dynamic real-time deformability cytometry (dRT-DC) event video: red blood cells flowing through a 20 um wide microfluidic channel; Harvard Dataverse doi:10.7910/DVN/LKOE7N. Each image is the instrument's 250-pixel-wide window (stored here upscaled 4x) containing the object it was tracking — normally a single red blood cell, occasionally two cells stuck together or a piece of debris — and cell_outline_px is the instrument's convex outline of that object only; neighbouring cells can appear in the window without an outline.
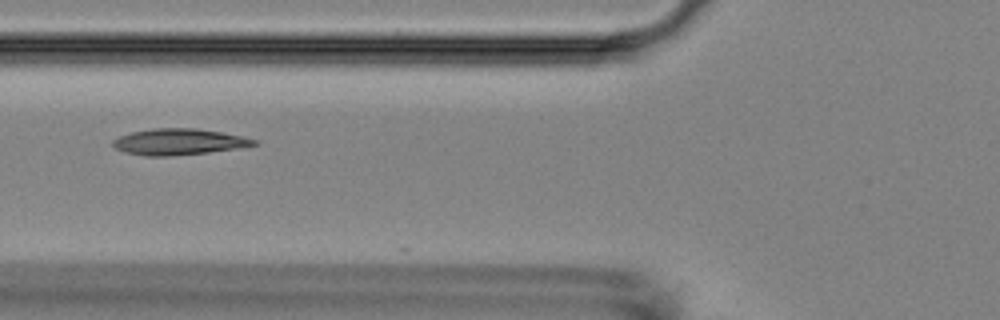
{"species": "Egyptian fruit bat (a non-hibernating species)", "species_latin": "Rousettus aegyptiacus", "temperature_condition": "room temperature", "stored_images_in_passage": 6, "camera_frame_rate_fps": 3000, "um_per_image_px": 0.085, "animal": {"sex": "female"}, "frame": {"image": 1, "passage_image": 3, "time_ms": 2.0, "image_size_px": [1000, 320], "cell_outline_px": [[260, 144], [240, 148], [208, 152], [168, 156], [144, 156], [124, 152], [116, 148], [112, 144], [112, 140], [120, 136], [132, 132], [152, 128], [196, 128], [244, 136], [260, 140]], "centroid_in_image_um": [15.25, 12.05], "position_along_channel_um": 110.6, "area_um2": 21.68}}
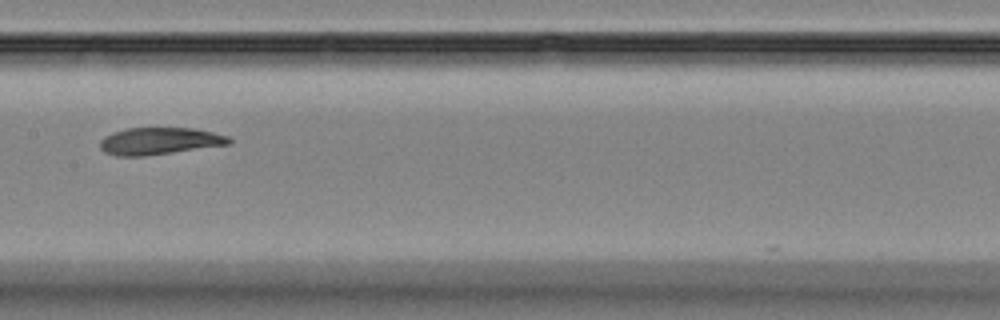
{"frame": {"image": 2, "passage_image": 5, "time_ms": 4.333, "image_size_px": [1000, 320], "cell_outline_px": [[232, 144], [144, 156], [116, 156], [104, 152], [100, 148], [100, 140], [104, 136], [112, 132], [128, 128], [192, 128], [212, 132], [228, 136], [232, 140]], "centroid_in_image_um": [13.54, 11.99], "position_along_channel_um": 193.9, "area_um2": 20.4}}
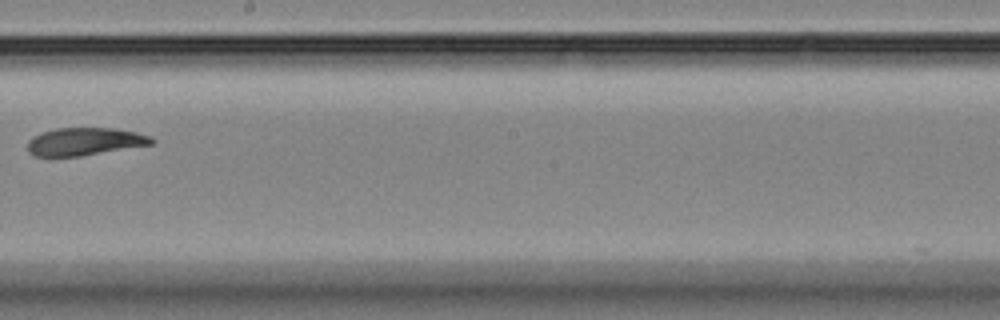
{"frame": {"image": 3, "passage_image": 6, "time_ms": 5.667, "image_size_px": [1000, 320], "cell_outline_px": [[156, 140], [152, 144], [80, 156], [32, 156], [28, 152], [28, 140], [32, 136], [56, 128], [116, 128], [136, 132], [152, 136]], "centroid_in_image_um": [7.2, 12.03], "position_along_channel_um": 241.0, "area_um2": 20.06}}